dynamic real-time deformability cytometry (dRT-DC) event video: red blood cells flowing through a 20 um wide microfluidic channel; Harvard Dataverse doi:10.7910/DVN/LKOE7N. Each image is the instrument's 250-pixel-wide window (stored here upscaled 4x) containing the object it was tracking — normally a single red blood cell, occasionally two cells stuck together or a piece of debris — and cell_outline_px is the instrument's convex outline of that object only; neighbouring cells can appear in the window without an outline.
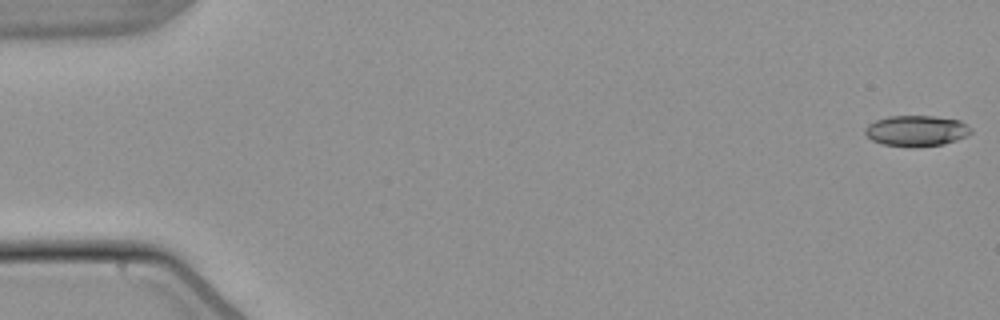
{"species": "common noctule bat (a hibernating species)", "species_latin": "Nyctalus noctula", "temperature_condition": "warm", "stored_images_in_passage": 54, "camera_frame_rate_fps": 3000, "um_per_image_px": 0.085, "animal": {"sex": "male", "body_mass_g": 21.5, "forearm_length_mm": 52.0}, "frame": {"image": 1, "passage_image": 1, "time_ms": 0.0, "image_size_px": [1000, 320], "cell_outline_px": [[972, 132], [956, 140], [944, 144], [912, 148], [908, 148], [880, 144], [872, 140], [864, 132], [864, 128], [868, 124], [876, 120], [888, 116], [932, 116], [960, 120], [972, 128]], "centroid_in_image_um": [77.87, 11.13], "position_along_channel_um": 7.1, "area_um2": 19.25}}
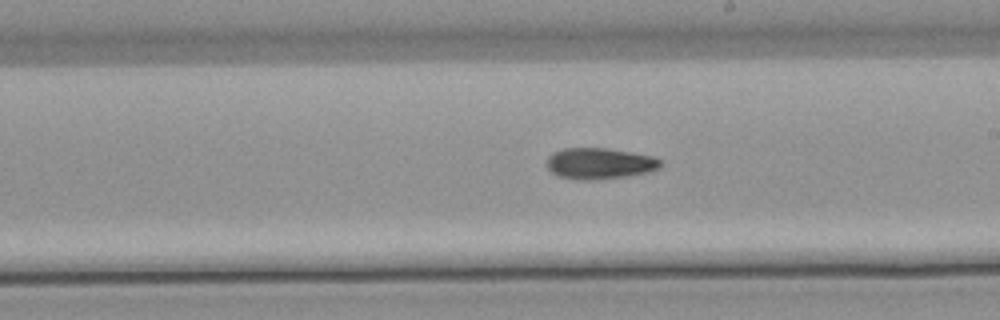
{"frame": {"image": 2, "passage_image": 31, "time_ms": 10.0, "image_size_px": [1000, 320], "cell_outline_px": [[660, 168], [648, 172], [624, 176], [592, 180], [584, 180], [560, 176], [552, 172], [548, 168], [548, 156], [552, 152], [564, 148], [608, 148], [656, 156], [660, 160]], "centroid_in_image_um": [50.99, 13.87], "position_along_channel_um": 238.0, "area_um2": 20.52}}
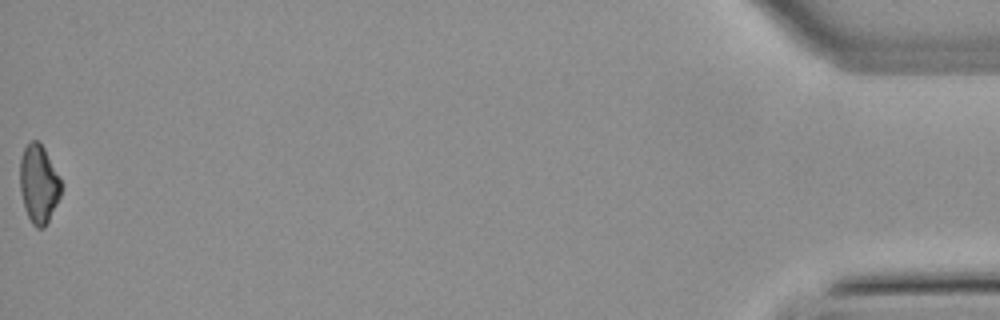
{"frame": {"image": 3, "passage_image": 54, "time_ms": 17.667, "image_size_px": [1000, 320], "cell_outline_px": [[60, 196], [44, 228], [36, 228], [32, 224], [24, 208], [20, 188], [20, 160], [24, 148], [32, 140], [36, 140], [44, 148], [60, 176]], "centroid_in_image_um": [3.28, 15.64], "position_along_channel_um": 431.9, "area_um2": 18.55}}